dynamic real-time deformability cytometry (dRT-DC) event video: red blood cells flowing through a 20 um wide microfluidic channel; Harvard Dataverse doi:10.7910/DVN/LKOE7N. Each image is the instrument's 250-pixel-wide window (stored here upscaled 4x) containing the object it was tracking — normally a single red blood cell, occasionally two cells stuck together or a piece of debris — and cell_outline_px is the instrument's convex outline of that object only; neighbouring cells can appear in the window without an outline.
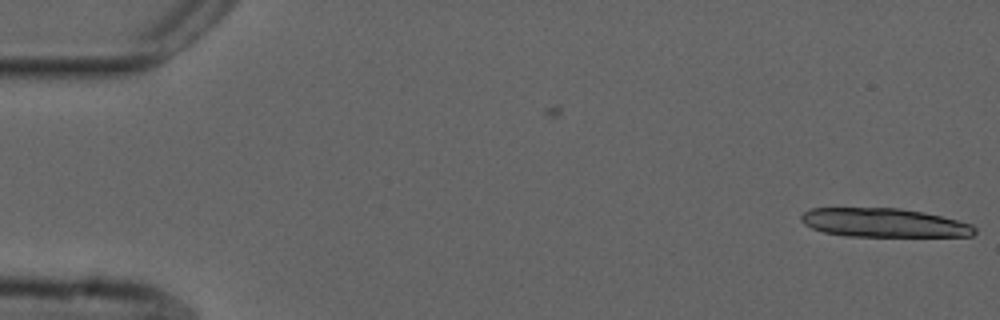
{"species": "common noctule bat (a hibernating species)", "species_latin": "Nyctalus noctula", "temperature_condition": "cold", "stored_images_in_passage": 8, "camera_frame_rate_fps": 3000, "um_per_image_px": 0.085, "animal": {"sex": "male", "forearm_length_mm": 52.5}, "frame": {"image": 1, "passage_image": 8, "time_ms": 2.333, "image_size_px": [1000, 320], "cell_outline_px": [[976, 232], [972, 236], [844, 236], [824, 232], [812, 228], [804, 224], [800, 220], [800, 216], [804, 212], [812, 208], [900, 208], [924, 212], [972, 224], [976, 228]], "centroid_in_image_um": [75.11, 18.93], "position_along_channel_um": 9.9, "area_um2": 29.13}}